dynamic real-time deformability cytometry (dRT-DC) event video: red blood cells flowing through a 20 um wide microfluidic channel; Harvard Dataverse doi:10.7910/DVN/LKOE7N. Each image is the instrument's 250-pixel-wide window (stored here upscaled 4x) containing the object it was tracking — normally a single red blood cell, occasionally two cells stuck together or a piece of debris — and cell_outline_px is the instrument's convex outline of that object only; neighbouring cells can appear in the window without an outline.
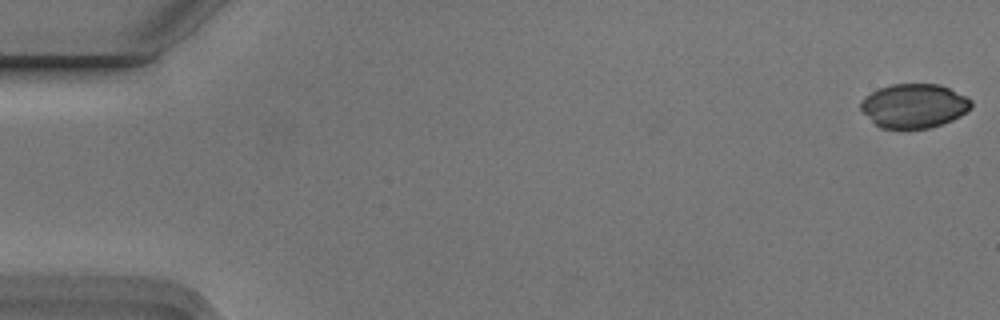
{"species": "Egyptian fruit bat (a non-hibernating species)", "species_latin": "Rousettus aegyptiacus", "temperature_condition": "cold", "stored_images_in_passage": 6, "camera_frame_rate_fps": 3000, "um_per_image_px": 0.085, "animal": {"sex": "male"}, "frame": {"image": 1, "passage_image": 1, "time_ms": 0.0, "image_size_px": [1000, 320], "cell_outline_px": [[972, 108], [968, 112], [952, 120], [928, 128], [880, 128], [860, 108], [860, 104], [864, 96], [880, 88], [892, 84], [940, 84], [972, 100]], "centroid_in_image_um": [77.71, 8.99], "position_along_channel_um": 7.3, "area_um2": 28.15}}
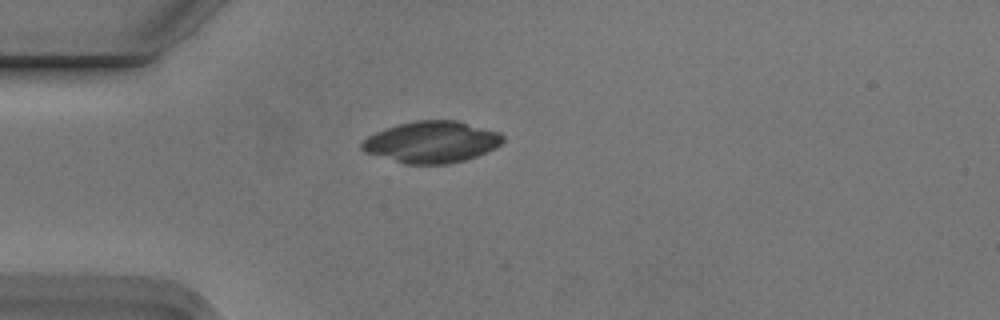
{"frame": {"image": 2, "passage_image": 5, "time_ms": 1.333, "image_size_px": [1000, 320], "cell_outline_px": [[504, 140], [496, 148], [488, 152], [464, 160], [448, 164], [404, 164], [364, 152], [360, 148], [360, 144], [368, 136], [376, 132], [400, 124], [416, 120], [456, 120], [500, 132], [504, 136]], "centroid_in_image_um": [36.7, 12.08], "position_along_channel_um": 48.3, "area_um2": 34.16}}